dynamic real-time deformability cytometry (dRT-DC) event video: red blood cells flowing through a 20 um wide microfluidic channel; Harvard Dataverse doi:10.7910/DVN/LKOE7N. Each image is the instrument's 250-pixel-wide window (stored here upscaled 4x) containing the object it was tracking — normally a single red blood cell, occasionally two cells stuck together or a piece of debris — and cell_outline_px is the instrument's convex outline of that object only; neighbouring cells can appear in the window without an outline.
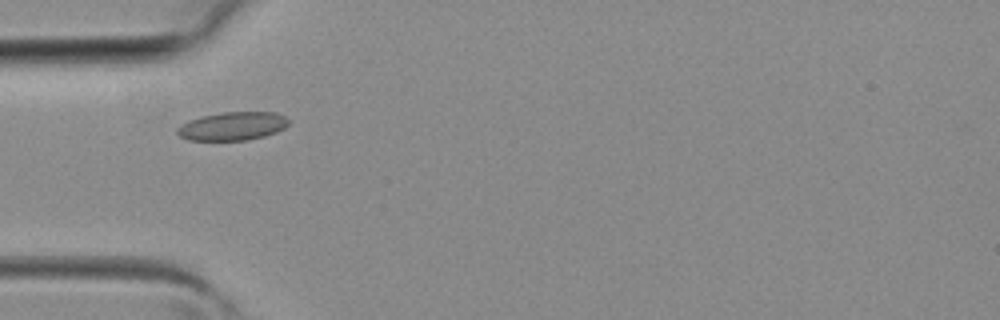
{"species": "common noctule bat (a hibernating species)", "species_latin": "Nyctalus noctula", "temperature_condition": "room temperature", "stored_images_in_passage": 3, "camera_frame_rate_fps": 3000, "um_per_image_px": 0.085, "animal": {"sex": "female", "body_mass_g": 19.3, "forearm_length_mm": 54.1}, "frame": {"image": 1, "passage_image": 3, "time_ms": 0.667, "image_size_px": [1000, 320], "cell_outline_px": [[288, 124], [284, 128], [276, 132], [264, 136], [244, 140], [188, 140], [180, 136], [176, 132], [176, 128], [180, 124], [188, 120], [220, 112], [276, 112], [284, 116], [288, 120]], "centroid_in_image_um": [19.74, 10.72], "position_along_channel_um": 65.3, "area_um2": 18.38}}